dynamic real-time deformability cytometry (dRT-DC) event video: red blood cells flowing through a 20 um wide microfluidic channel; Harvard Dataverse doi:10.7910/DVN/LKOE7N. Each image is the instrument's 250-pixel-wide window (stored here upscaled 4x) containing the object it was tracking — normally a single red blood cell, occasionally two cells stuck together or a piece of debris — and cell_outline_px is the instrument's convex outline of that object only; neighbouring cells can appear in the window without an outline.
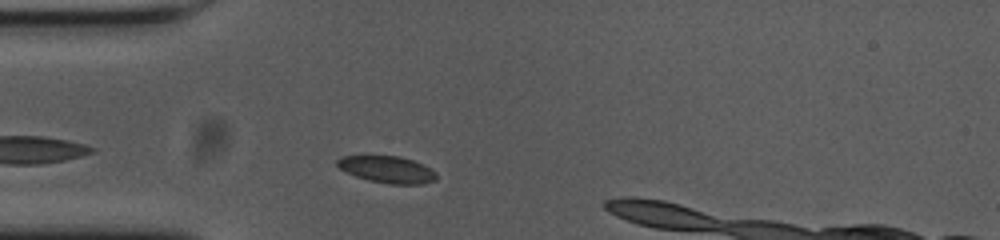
{"species": "common noctule bat (a hibernating species)", "species_latin": "Nyctalus noctula", "temperature_condition": "cold", "stored_images_in_passage": 34, "camera_frame_rate_fps": 3000, "um_per_image_px": 0.085, "animal": {"sex": "female", "body_mass_g": 23.0, "forearm_length_mm": 53.4}, "frame": {"image": 1, "passage_image": 6, "time_ms": 1.667, "image_size_px": [1000, 240], "cell_outline_px": [[436, 180], [424, 184], [392, 184], [368, 180], [356, 176], [340, 168], [336, 164], [336, 160], [340, 156], [400, 156], [412, 160], [436, 172]], "centroid_in_image_um": [32.9, 14.4], "position_along_channel_um": 52.1, "area_um2": 15.32}}
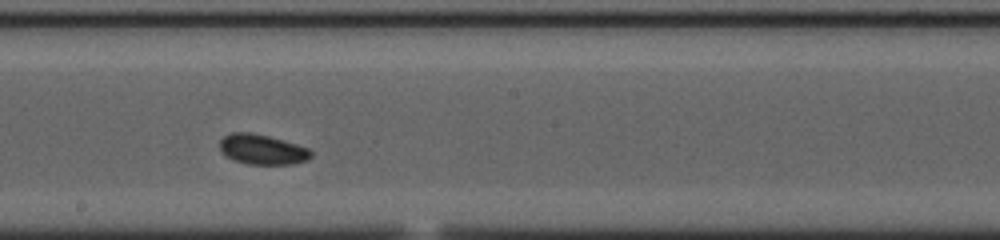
{"frame": {"image": 2, "passage_image": 21, "time_ms": 6.667, "image_size_px": [1000, 240], "cell_outline_px": [[312, 156], [308, 160], [292, 164], [248, 164], [236, 160], [228, 156], [220, 148], [220, 140], [224, 136], [232, 132], [252, 132], [268, 136], [296, 144], [308, 148], [312, 152]], "centroid_in_image_um": [22.32, 12.69], "position_along_channel_um": 225.9, "area_um2": 15.78}}
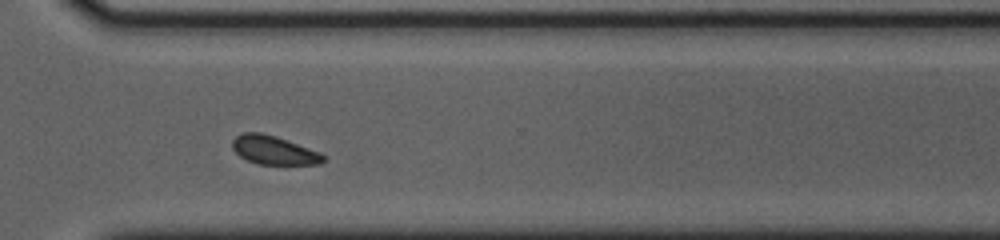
{"frame": {"image": 3, "passage_image": 31, "time_ms": 10.0, "image_size_px": [1000, 240], "cell_outline_px": [[328, 160], [320, 164], [256, 164], [240, 156], [232, 148], [232, 140], [236, 136], [244, 132], [260, 132], [276, 136], [320, 152]], "centroid_in_image_um": [23.29, 12.76], "position_along_channel_um": 347.3, "area_um2": 15.2}}